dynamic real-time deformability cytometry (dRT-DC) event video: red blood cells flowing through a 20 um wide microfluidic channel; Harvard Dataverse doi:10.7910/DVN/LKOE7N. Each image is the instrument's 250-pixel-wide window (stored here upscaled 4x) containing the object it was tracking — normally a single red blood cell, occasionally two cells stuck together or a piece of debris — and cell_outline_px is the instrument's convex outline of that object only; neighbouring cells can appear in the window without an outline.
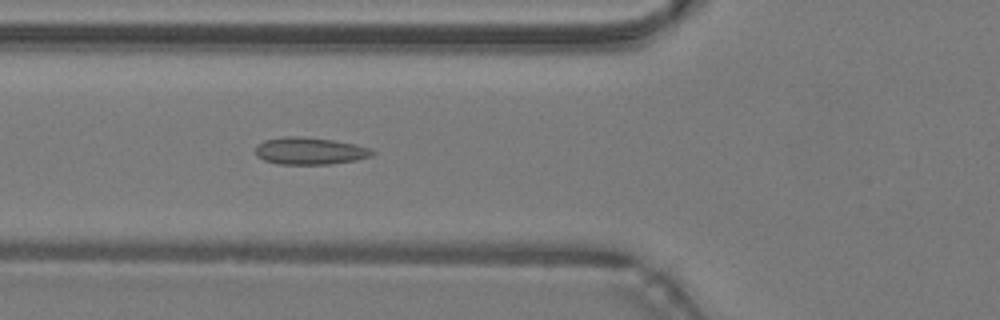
{"species": "common noctule bat (a hibernating species)", "species_latin": "Nyctalus noctula", "temperature_condition": "warm", "stored_images_in_passage": 42, "camera_frame_rate_fps": 3000, "um_per_image_px": 0.085, "animal": {"sex": "male", "body_mass_g": 19.2, "forearm_length_mm": 51.8}, "frame": {"image": 1, "passage_image": 12, "time_ms": 3.667, "image_size_px": [1000, 320], "cell_outline_px": [[376, 152], [372, 156], [356, 160], [328, 164], [276, 164], [264, 160], [256, 156], [256, 144], [264, 140], [284, 136], [300, 136], [332, 140], [356, 144], [368, 148]], "centroid_in_image_um": [26.3, 12.83], "position_along_channel_um": 99.5, "area_um2": 18.55}}
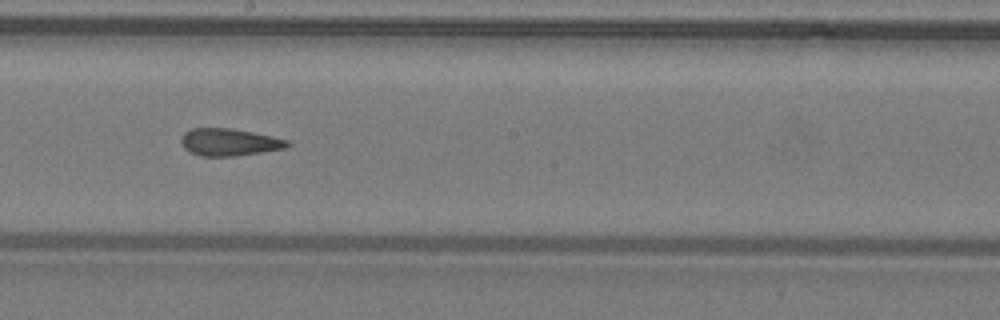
{"frame": {"image": 2, "passage_image": 21, "time_ms": 6.667, "image_size_px": [1000, 320], "cell_outline_px": [[292, 144], [288, 148], [232, 156], [200, 156], [184, 148], [180, 140], [184, 132], [192, 128], [232, 128], [272, 136], [288, 140]], "centroid_in_image_um": [19.5, 12.08], "position_along_channel_um": 228.7, "area_um2": 16.88}}
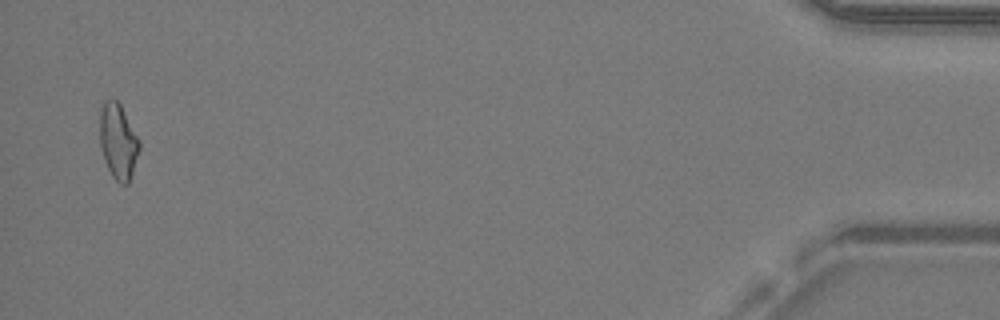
{"frame": {"image": 3, "passage_image": 41, "time_ms": 13.333, "image_size_px": [1000, 320], "cell_outline_px": [[140, 148], [128, 184], [120, 184], [112, 176], [104, 160], [100, 144], [100, 112], [104, 100], [116, 100], [120, 104], [140, 140]], "centroid_in_image_um": [10.04, 12.02], "position_along_channel_um": 425.2, "area_um2": 17.22}, "authors_computed_cell_mechanics": {"area_um2": 17.3978, "velocity_mm_per_s": 4.288, "shape_relaxation_time_tau1_ms": null, "shape_relaxation_time_tau2_ms": 1.8169, "deformation_change_tau1": null, "deformation_change_tau2": 0.1022}}